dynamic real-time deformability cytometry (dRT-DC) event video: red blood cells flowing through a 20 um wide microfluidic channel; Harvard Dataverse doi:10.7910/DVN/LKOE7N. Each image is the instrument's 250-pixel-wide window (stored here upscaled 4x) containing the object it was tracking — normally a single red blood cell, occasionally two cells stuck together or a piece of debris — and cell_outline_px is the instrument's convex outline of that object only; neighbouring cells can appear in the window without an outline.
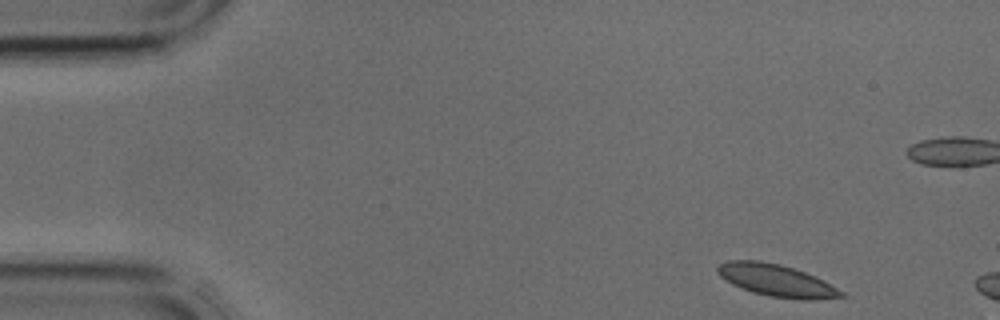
{"species": "common noctule bat (a hibernating species)", "species_latin": "Nyctalus noctula", "temperature_condition": "cold", "stored_images_in_passage": 2, "camera_frame_rate_fps": 3000, "um_per_image_px": 0.085, "animal": {"sex": "male", "body_mass_g": 17.9, "forearm_length_mm": 54.2}, "frame": {"image": 1, "passage_image": 1, "time_ms": 0.0, "image_size_px": [1000, 320], "cell_outline_px": [[848, 296], [812, 300], [800, 300], [768, 296], [752, 292], [732, 284], [720, 276], [716, 272], [716, 268], [720, 264], [728, 260], [760, 260], [780, 264], [816, 276], [824, 280], [844, 292]], "centroid_in_image_um": [66.01, 23.84], "position_along_channel_um": 19.0, "area_um2": 23.29}}